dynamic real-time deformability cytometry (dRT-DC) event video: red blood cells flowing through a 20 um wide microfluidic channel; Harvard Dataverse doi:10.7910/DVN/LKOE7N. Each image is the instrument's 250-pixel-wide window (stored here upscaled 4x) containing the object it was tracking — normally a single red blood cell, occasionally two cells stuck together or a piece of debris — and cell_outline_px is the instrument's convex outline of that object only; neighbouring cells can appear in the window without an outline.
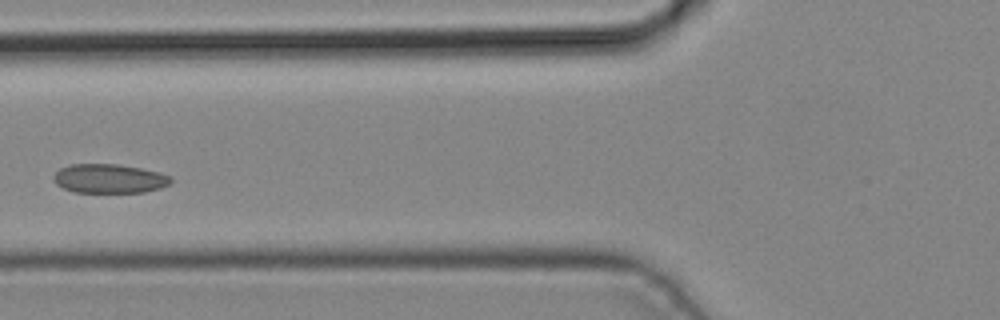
{"species": "common noctule bat (a hibernating species)", "species_latin": "Nyctalus noctula", "temperature_condition": "cold", "stored_images_in_passage": 5, "camera_frame_rate_fps": 3000, "um_per_image_px": 0.085, "animal": {"sex": "male", "body_mass_g": 19.2, "forearm_length_mm": 51.8}, "frame": {"image": 1, "passage_image": 4, "time_ms": 1.0, "image_size_px": [1000, 320], "cell_outline_px": [[172, 180], [168, 184], [160, 188], [144, 192], [72, 192], [56, 184], [52, 180], [52, 176], [60, 168], [72, 164], [116, 164], [140, 168], [160, 172], [172, 176]], "centroid_in_image_um": [9.27, 15.18], "position_along_channel_um": 116.5, "area_um2": 19.94}}
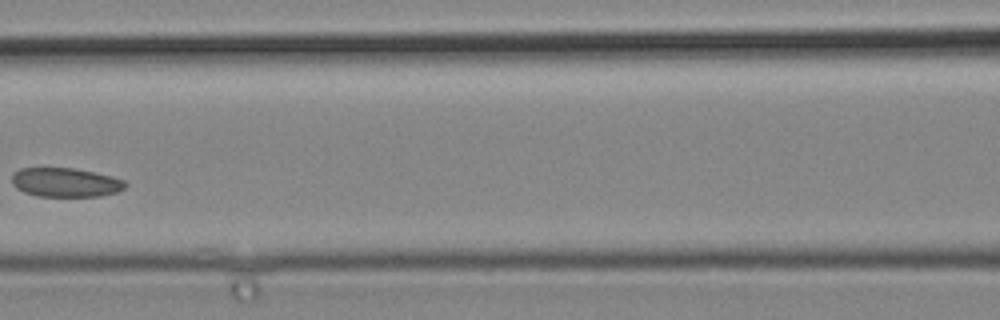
{"frame": {"image": 2, "passage_image": 5, "time_ms": 1.333, "image_size_px": [1000, 320], "cell_outline_px": [[128, 184], [124, 188], [116, 192], [100, 196], [36, 196], [24, 192], [16, 188], [12, 184], [12, 176], [20, 168], [72, 168], [112, 176], [124, 180]], "centroid_in_image_um": [5.56, 15.51], "position_along_channel_um": 161.0, "area_um2": 19.13}}